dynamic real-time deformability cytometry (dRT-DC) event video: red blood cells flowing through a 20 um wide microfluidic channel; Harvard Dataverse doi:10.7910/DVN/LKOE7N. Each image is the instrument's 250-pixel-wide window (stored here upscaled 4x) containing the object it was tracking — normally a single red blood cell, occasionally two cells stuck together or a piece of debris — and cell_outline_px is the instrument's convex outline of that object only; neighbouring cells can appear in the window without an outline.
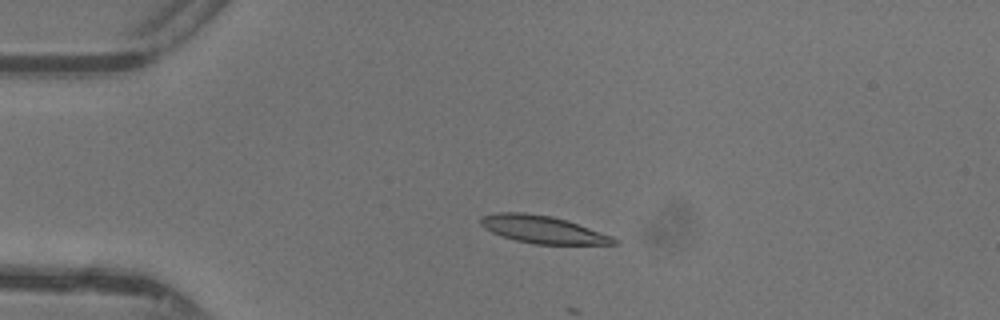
{"species": "common noctule bat (a hibernating species)", "species_latin": "Nyctalus noctula", "temperature_condition": "warm", "stored_images_in_passage": 5, "camera_frame_rate_fps": 3000, "um_per_image_px": 0.085, "animal": {"sex": "female"}, "frame": {"image": 1, "passage_image": 1, "time_ms": 0.0, "image_size_px": [1000, 320], "cell_outline_px": [[620, 244], [536, 244], [516, 240], [492, 232], [484, 228], [480, 224], [480, 216], [496, 212], [524, 212], [552, 216], [568, 220], [612, 236], [620, 240]], "centroid_in_image_um": [46.15, 19.49], "position_along_channel_um": 38.8, "area_um2": 21.44}}